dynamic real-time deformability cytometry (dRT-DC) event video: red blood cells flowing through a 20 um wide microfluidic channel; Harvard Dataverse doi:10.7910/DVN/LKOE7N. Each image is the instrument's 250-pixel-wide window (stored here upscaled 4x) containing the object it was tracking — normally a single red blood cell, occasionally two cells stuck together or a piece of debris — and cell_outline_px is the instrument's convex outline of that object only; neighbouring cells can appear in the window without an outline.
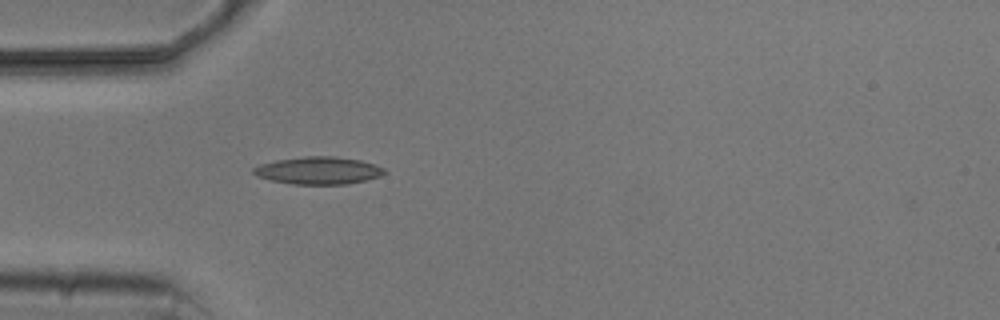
{"species": "common noctule bat (a hibernating species)", "species_latin": "Nyctalus noctula", "temperature_condition": "cold", "stored_images_in_passage": 4, "camera_frame_rate_fps": 3000, "um_per_image_px": 0.085, "animal": {"sex": "male", "body_mass_g": 20.5, "forearm_length_mm": 52.5}, "frame": {"image": 1, "passage_image": 4, "time_ms": 4.333, "image_size_px": [1000, 320], "cell_outline_px": [[388, 172], [380, 176], [348, 184], [292, 184], [272, 180], [256, 176], [252, 172], [252, 168], [260, 164], [276, 160], [304, 156], [332, 156], [360, 160], [384, 168]], "centroid_in_image_um": [27.04, 14.49], "position_along_channel_um": 58.0, "area_um2": 20.87}}